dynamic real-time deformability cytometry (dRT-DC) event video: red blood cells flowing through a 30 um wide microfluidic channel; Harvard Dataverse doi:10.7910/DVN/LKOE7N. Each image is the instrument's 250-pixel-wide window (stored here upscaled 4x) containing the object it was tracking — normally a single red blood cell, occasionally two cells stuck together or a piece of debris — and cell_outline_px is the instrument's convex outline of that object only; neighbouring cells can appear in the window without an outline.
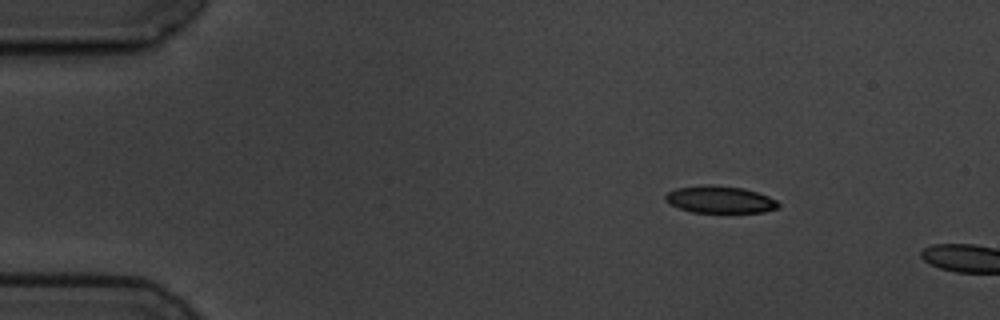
{"species": "common noctule bat (a hibernating species)", "species_latin": "Nyctalus noctula", "temperature_condition": "cold", "stored_images_in_passage": 3, "camera_frame_rate_fps": 3000, "um_per_image_px": 0.085, "animal": {"sex": "male", "body_mass_g": 19.5, "forearm_length_mm": 54.6}, "frame": {"image": 1, "passage_image": 2, "time_ms": 1.333, "image_size_px": [1000, 320], "cell_outline_px": [[780, 208], [764, 212], [692, 212], [668, 204], [664, 200], [664, 196], [668, 192], [676, 188], [704, 184], [712, 184], [744, 188], [768, 196], [776, 200], [780, 204]], "centroid_in_image_um": [61.18, 16.95], "position_along_channel_um": 23.8, "area_um2": 18.03}}